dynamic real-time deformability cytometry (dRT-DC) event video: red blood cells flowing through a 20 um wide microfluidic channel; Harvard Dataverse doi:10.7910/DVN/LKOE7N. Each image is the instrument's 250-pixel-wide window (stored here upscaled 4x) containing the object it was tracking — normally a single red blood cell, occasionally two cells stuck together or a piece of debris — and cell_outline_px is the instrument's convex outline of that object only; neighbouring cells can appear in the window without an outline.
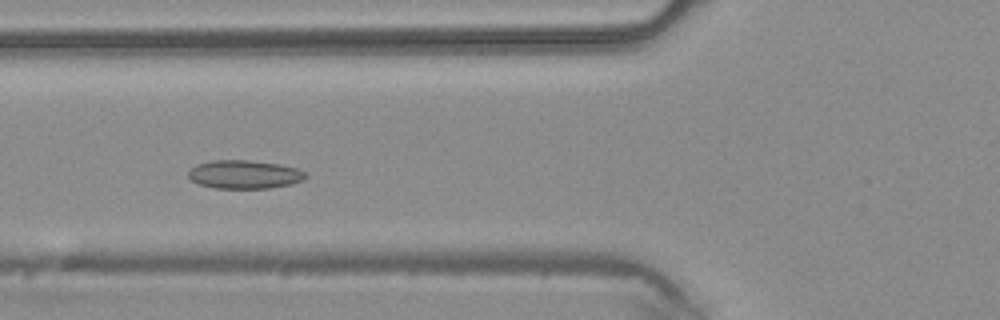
{"species": "common noctule bat (a hibernating species)", "species_latin": "Nyctalus noctula", "temperature_condition": "warm", "stored_images_in_passage": 47, "camera_frame_rate_fps": 3000, "um_per_image_px": 0.085, "animal": {"sex": "male", "body_mass_g": 20.4}, "frame": {"image": 1, "passage_image": 17, "time_ms": 5.333, "image_size_px": [1000, 320], "cell_outline_px": [[308, 176], [304, 180], [292, 184], [268, 188], [216, 188], [200, 184], [192, 180], [188, 176], [188, 172], [196, 164], [212, 160], [248, 160], [280, 164], [296, 168], [304, 172]], "centroid_in_image_um": [20.79, 14.82], "position_along_channel_um": 105.0, "area_um2": 19.42}}
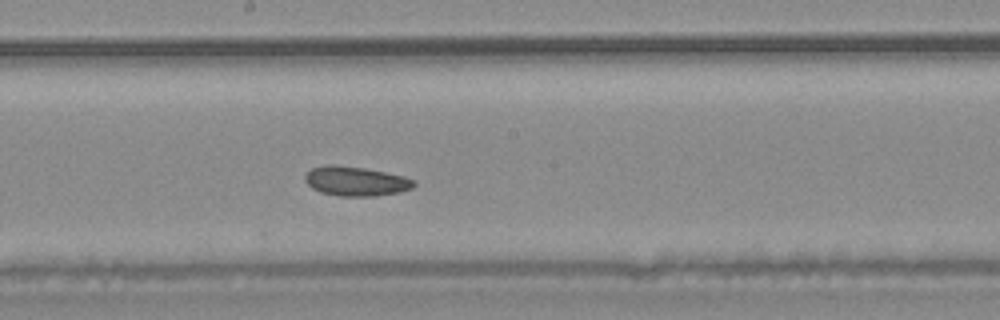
{"frame": {"image": 2, "passage_image": 25, "time_ms": 8.0, "image_size_px": [1000, 320], "cell_outline_px": [[416, 184], [412, 188], [400, 192], [376, 196], [340, 196], [320, 192], [312, 188], [304, 180], [304, 176], [312, 168], [328, 164], [332, 164], [364, 168], [404, 176], [416, 180]], "centroid_in_image_um": [30.25, 15.4], "position_along_channel_um": 217.9, "area_um2": 18.73}}
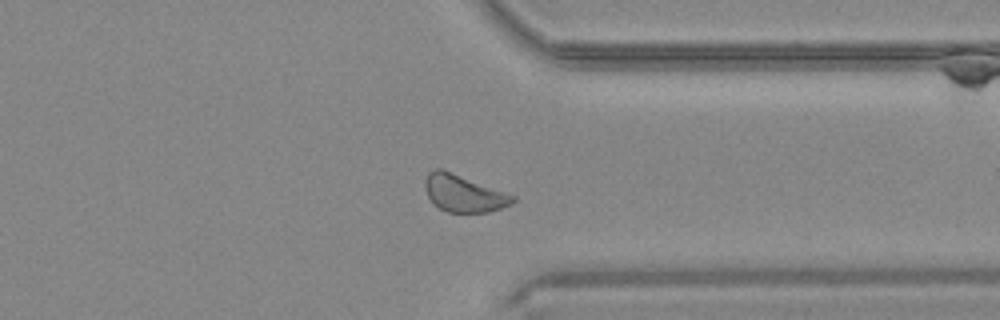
{"frame": {"image": 3, "passage_image": 36, "time_ms": 11.667, "image_size_px": [1000, 320], "cell_outline_px": [[516, 200], [512, 204], [488, 212], [448, 212], [440, 208], [428, 196], [424, 184], [424, 180], [428, 172], [436, 168], [440, 168], [516, 196]], "centroid_in_image_um": [39.42, 16.43], "position_along_channel_um": 372.0, "area_um2": 18.61}}